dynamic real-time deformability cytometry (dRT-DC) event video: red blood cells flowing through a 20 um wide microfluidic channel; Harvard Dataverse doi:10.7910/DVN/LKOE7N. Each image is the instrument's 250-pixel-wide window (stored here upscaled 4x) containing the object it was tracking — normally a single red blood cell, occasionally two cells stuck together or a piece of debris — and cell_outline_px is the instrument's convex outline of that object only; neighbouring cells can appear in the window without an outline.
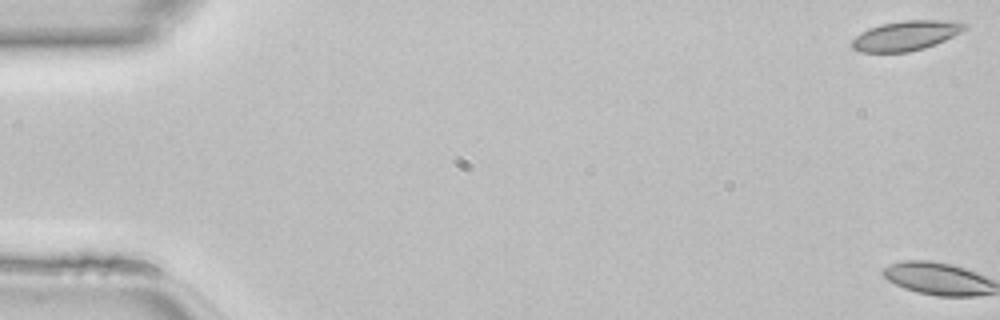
{"species": "common noctule bat (a hibernating species)", "species_latin": "Nyctalus noctula", "temperature_condition": "room temperature", "stored_images_in_passage": 2, "camera_frame_rate_fps": 3000, "um_per_image_px": 0.085, "animal": {"sex": "female", "body_mass_g": 22.7, "forearm_length_mm": 54.2}, "frame": {"image": 1, "passage_image": 1, "time_ms": 0.0, "image_size_px": [1000, 320], "cell_outline_px": [[968, 28], [936, 44], [924, 48], [908, 52], [860, 52], [852, 48], [852, 40], [856, 36], [868, 28], [880, 24], [904, 20], [956, 20], [968, 24]], "centroid_in_image_um": [77.03, 3.01], "position_along_channel_um": 8.0, "area_um2": 19.65}}